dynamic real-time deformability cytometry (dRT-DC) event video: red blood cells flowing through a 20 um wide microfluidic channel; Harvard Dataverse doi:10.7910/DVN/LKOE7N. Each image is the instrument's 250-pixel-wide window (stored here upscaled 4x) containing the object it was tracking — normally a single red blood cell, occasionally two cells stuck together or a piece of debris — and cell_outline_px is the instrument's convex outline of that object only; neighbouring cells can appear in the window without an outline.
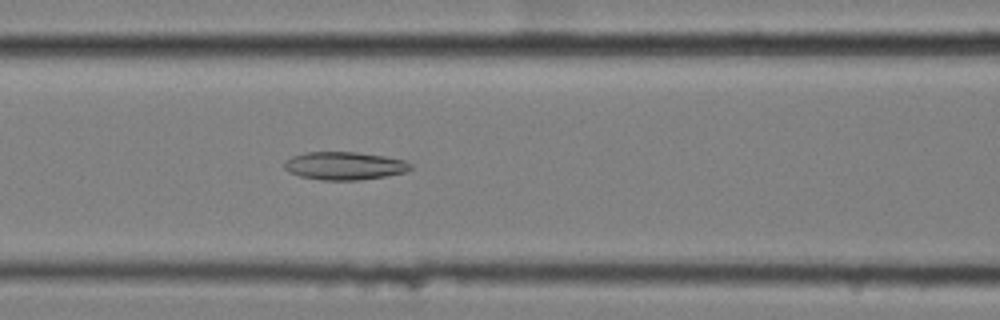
{"species": "common noctule bat (a hibernating species)", "species_latin": "Nyctalus noctula", "temperature_condition": "cold", "stored_images_in_passage": 57, "camera_frame_rate_fps": 3000, "um_per_image_px": 0.085, "animal": {"sex": "female", "body_mass_g": 25.1}, "frame": {"image": 1, "passage_image": 24, "time_ms": 7.667, "image_size_px": [1000, 320], "cell_outline_px": [[412, 168], [404, 172], [384, 176], [360, 180], [320, 180], [300, 176], [288, 172], [284, 168], [284, 160], [292, 156], [304, 152], [356, 152], [384, 156], [404, 160], [412, 164]], "centroid_in_image_um": [29.24, 14.09], "position_along_channel_um": 137.4, "area_um2": 20.63}}
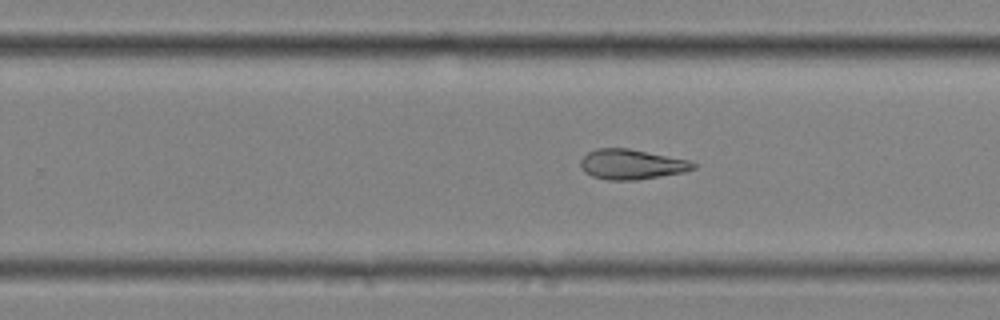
{"frame": {"image": 2, "passage_image": 36, "time_ms": 11.667, "image_size_px": [1000, 320], "cell_outline_px": [[696, 168], [684, 172], [636, 180], [608, 180], [592, 176], [584, 172], [580, 164], [580, 160], [588, 152], [596, 148], [628, 148], [688, 160], [696, 164]], "centroid_in_image_um": [53.66, 13.97], "position_along_channel_um": 276.1, "area_um2": 19.65}}
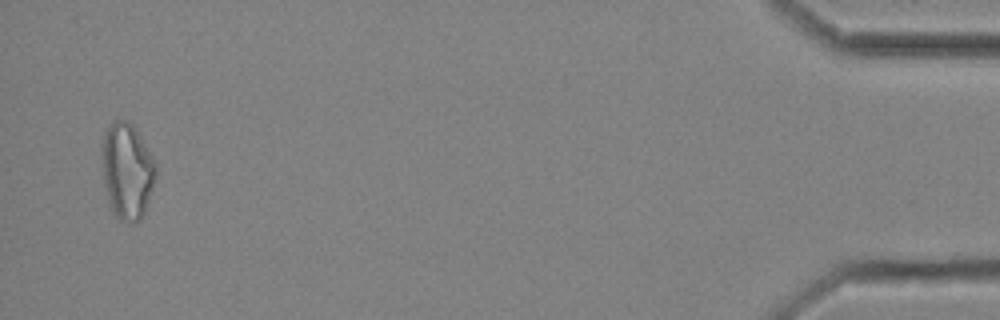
{"frame": {"image": 3, "passage_image": 56, "time_ms": 18.333, "image_size_px": [1000, 320], "cell_outline_px": [[156, 176], [144, 212], [140, 220], [132, 224], [120, 220], [112, 212], [108, 200], [104, 184], [100, 148], [104, 136], [108, 128], [116, 120], [128, 120], [132, 124], [152, 156], [156, 164]], "centroid_in_image_um": [10.78, 14.55], "position_along_channel_um": 424.4, "area_um2": 30.06}, "authors_computed_cell_mechanics": {"area_um2": 23.3512, "velocity_mm_per_s": 3.4775, "shape_relaxation_time_tau1_ms": null, "shape_relaxation_time_tau2_ms": 8.3116, "deformation_change_tau1": null, "deformation_change_tau2": 0.1887}}